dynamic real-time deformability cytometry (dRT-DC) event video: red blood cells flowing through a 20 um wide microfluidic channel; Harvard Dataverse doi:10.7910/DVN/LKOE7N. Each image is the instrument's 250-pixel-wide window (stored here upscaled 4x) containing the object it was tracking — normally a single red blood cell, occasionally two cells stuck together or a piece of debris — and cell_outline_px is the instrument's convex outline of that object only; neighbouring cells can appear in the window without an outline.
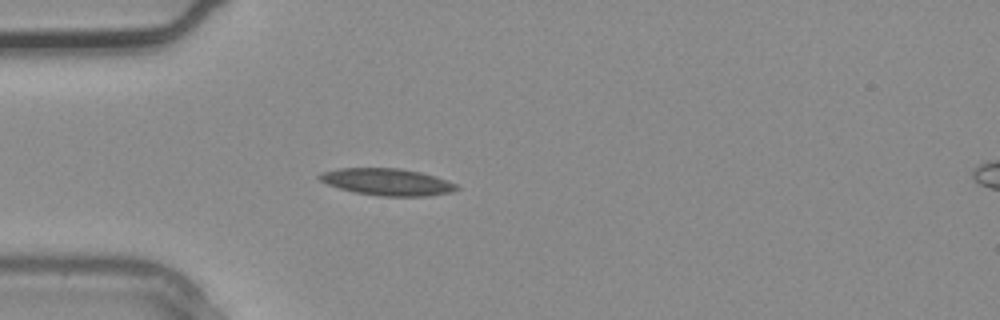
{"species": "common noctule bat (a hibernating species)", "species_latin": "Nyctalus noctula", "temperature_condition": "warm", "stored_images_in_passage": 2, "camera_frame_rate_fps": 3000, "um_per_image_px": 0.085, "animal": {"sex": "male", "body_mass_g": 20.4}, "frame": {"image": 1, "passage_image": 2, "time_ms": 0.333, "image_size_px": [1000, 320], "cell_outline_px": [[460, 188], [452, 192], [424, 196], [380, 196], [356, 192], [340, 188], [328, 184], [320, 180], [316, 176], [324, 172], [340, 168], [400, 168], [420, 172], [448, 180], [456, 184]], "centroid_in_image_um": [32.94, 15.46], "position_along_channel_um": 52.1, "area_um2": 21.33}}